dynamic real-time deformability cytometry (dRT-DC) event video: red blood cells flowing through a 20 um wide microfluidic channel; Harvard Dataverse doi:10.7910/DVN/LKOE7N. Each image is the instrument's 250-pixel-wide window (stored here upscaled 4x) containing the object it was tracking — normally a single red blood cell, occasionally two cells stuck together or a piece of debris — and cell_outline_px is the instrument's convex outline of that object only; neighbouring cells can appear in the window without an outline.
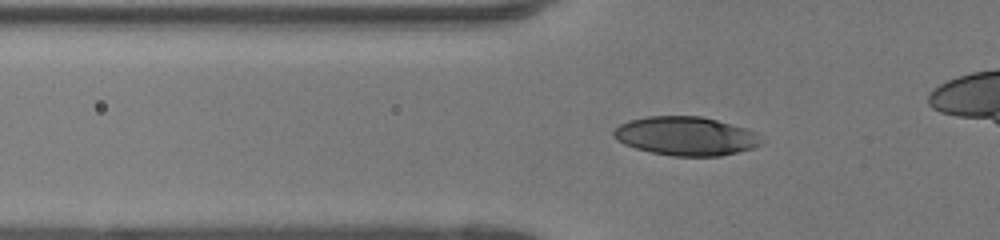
{"species": "human", "species_latin": "Homo sapiens", "temperature_condition": "room temperature", "stored_images_in_passage": 30, "camera_frame_rate_fps": 3000, "um_per_image_px": 0.085, "donor": {"sex": "female"}, "frame": {"image": 1, "passage_image": 2, "time_ms": 0.333, "image_size_px": [1000, 240], "cell_outline_px": [[764, 140], [756, 148], [720, 156], [672, 156], [652, 152], [636, 148], [624, 144], [616, 140], [612, 136], [612, 132], [620, 124], [628, 120], [648, 116], [700, 116], [716, 120], [744, 128], [756, 132]], "centroid_in_image_um": [58.3, 11.57], "position_along_channel_um": 67.5, "area_um2": 33.47}}
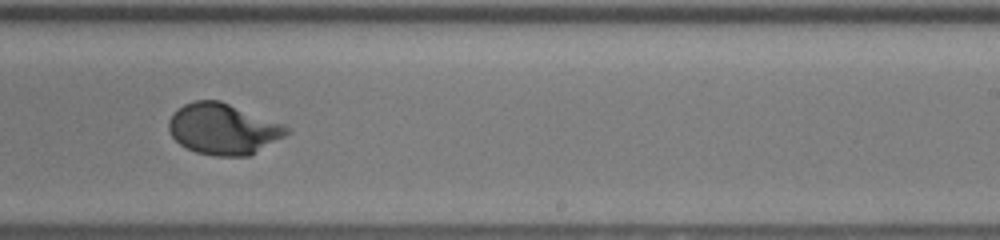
{"frame": {"image": 2, "passage_image": 17, "time_ms": 5.333, "image_size_px": [1000, 240], "cell_outline_px": [[292, 132], [248, 156], [212, 156], [196, 152], [180, 144], [172, 136], [168, 128], [168, 120], [184, 104], [196, 100], [220, 100], [284, 124], [292, 128]], "centroid_in_image_um": [19.0, 10.96], "position_along_channel_um": 270.0, "area_um2": 34.97}}
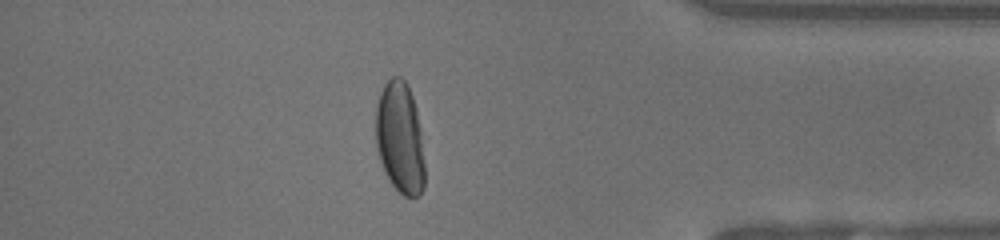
{"frame": {"image": 3, "passage_image": 28, "time_ms": 9.0, "image_size_px": [1000, 240], "cell_outline_px": [[424, 188], [420, 196], [404, 196], [388, 180], [384, 172], [376, 148], [376, 108], [380, 92], [384, 84], [392, 76], [400, 76], [408, 84], [416, 108], [420, 128], [424, 164]], "centroid_in_image_um": [33.99, 11.72], "position_along_channel_um": 401.2, "area_um2": 32.02}}